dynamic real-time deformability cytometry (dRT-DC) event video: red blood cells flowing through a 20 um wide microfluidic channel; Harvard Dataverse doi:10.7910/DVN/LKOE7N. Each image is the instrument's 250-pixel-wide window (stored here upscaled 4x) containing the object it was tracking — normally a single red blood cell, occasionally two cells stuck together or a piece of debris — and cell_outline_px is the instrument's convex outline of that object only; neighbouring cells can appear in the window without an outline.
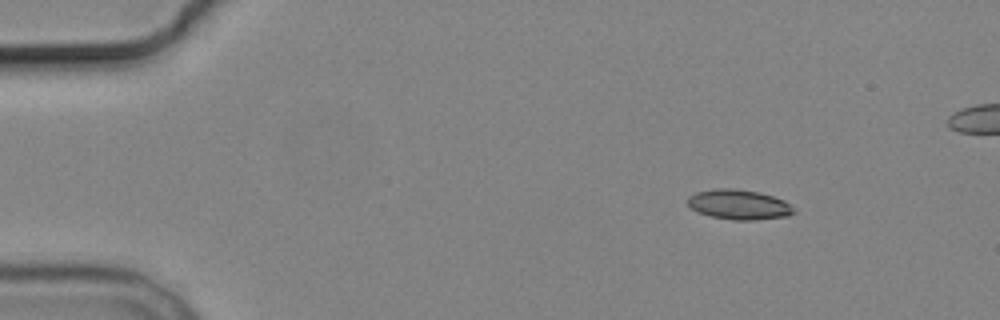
{"species": "common noctule bat (a hibernating species)", "species_latin": "Nyctalus noctula", "temperature_condition": "cold", "stored_images_in_passage": 4, "camera_frame_rate_fps": 3000, "um_per_image_px": 0.085, "animal": {"sex": "male", "body_mass_g": 19.2, "forearm_length_mm": 51.8}, "frame": {"image": 1, "passage_image": 1, "time_ms": 0.0, "image_size_px": [1000, 320], "cell_outline_px": [[796, 212], [788, 216], [756, 220], [732, 220], [712, 216], [700, 212], [692, 208], [688, 204], [688, 196], [696, 192], [716, 188], [732, 188], [760, 192], [784, 200]], "centroid_in_image_um": [62.81, 17.38], "position_along_channel_um": 22.2, "area_um2": 18.38}}